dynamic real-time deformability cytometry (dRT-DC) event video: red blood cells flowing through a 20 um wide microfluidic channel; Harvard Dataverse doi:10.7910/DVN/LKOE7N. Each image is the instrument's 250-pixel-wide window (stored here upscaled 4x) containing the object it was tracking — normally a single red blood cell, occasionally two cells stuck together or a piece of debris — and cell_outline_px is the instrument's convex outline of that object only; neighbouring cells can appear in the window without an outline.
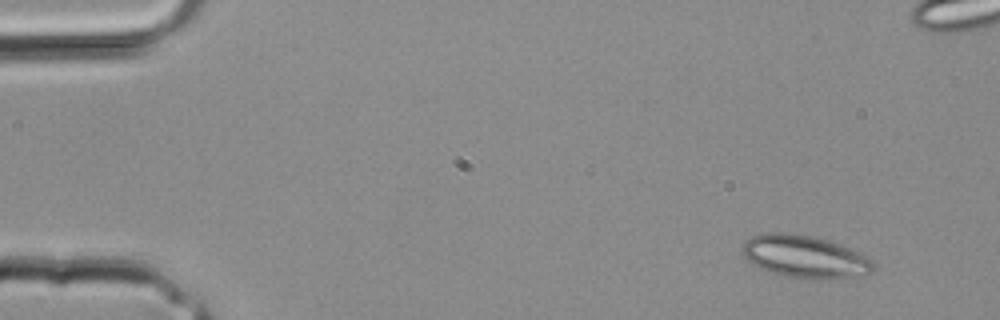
{"species": "common noctule bat (a hibernating species)", "species_latin": "Nyctalus noctula", "temperature_condition": "room temperature", "stored_images_in_passage": 4, "camera_frame_rate_fps": 3000, "um_per_image_px": 0.085, "animal": {"sex": "male", "body_mass_g": 20.4}, "frame": {"image": 1, "passage_image": 1, "time_ms": 0.0, "image_size_px": [1000, 320], "cell_outline_px": [[876, 268], [868, 276], [848, 280], [800, 280], [772, 272], [760, 268], [752, 264], [740, 252], [740, 248], [752, 236], [764, 232], [788, 232], [812, 236], [828, 240], [840, 244], [872, 260], [876, 264]], "centroid_in_image_um": [68.47, 21.86], "position_along_channel_um": 16.5, "area_um2": 33.58}}
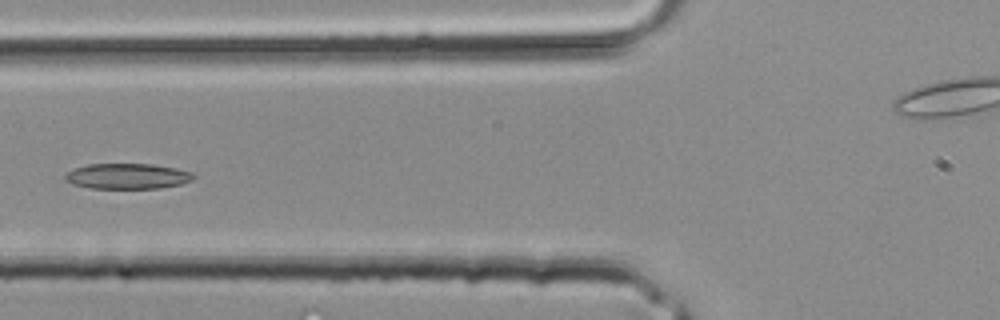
{"frame": {"image": 2, "passage_image": 4, "time_ms": 1.0, "image_size_px": [1000, 320], "cell_outline_px": [[196, 176], [192, 180], [180, 184], [160, 188], [88, 188], [72, 184], [64, 180], [64, 176], [72, 168], [88, 164], [152, 164], [176, 168], [192, 172]], "centroid_in_image_um": [10.8, 14.97], "position_along_channel_um": 115.0, "area_um2": 19.19}}